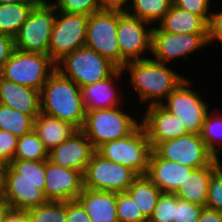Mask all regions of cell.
Masks as SVG:
<instances>
[{
  "instance_id": "cell-14",
  "label": "cell",
  "mask_w": 222,
  "mask_h": 222,
  "mask_svg": "<svg viewBox=\"0 0 222 222\" xmlns=\"http://www.w3.org/2000/svg\"><path fill=\"white\" fill-rule=\"evenodd\" d=\"M208 33L174 34L153 27L151 53L155 61L164 63L179 57L187 60L188 54L205 47Z\"/></svg>"
},
{
  "instance_id": "cell-39",
  "label": "cell",
  "mask_w": 222,
  "mask_h": 222,
  "mask_svg": "<svg viewBox=\"0 0 222 222\" xmlns=\"http://www.w3.org/2000/svg\"><path fill=\"white\" fill-rule=\"evenodd\" d=\"M18 137L0 129V165L8 166L14 158Z\"/></svg>"
},
{
  "instance_id": "cell-8",
  "label": "cell",
  "mask_w": 222,
  "mask_h": 222,
  "mask_svg": "<svg viewBox=\"0 0 222 222\" xmlns=\"http://www.w3.org/2000/svg\"><path fill=\"white\" fill-rule=\"evenodd\" d=\"M137 176L129 167L109 161L95 151L83 174L84 188L115 193L127 192Z\"/></svg>"
},
{
  "instance_id": "cell-34",
  "label": "cell",
  "mask_w": 222,
  "mask_h": 222,
  "mask_svg": "<svg viewBox=\"0 0 222 222\" xmlns=\"http://www.w3.org/2000/svg\"><path fill=\"white\" fill-rule=\"evenodd\" d=\"M116 211L119 222H148L128 192L117 193Z\"/></svg>"
},
{
  "instance_id": "cell-44",
  "label": "cell",
  "mask_w": 222,
  "mask_h": 222,
  "mask_svg": "<svg viewBox=\"0 0 222 222\" xmlns=\"http://www.w3.org/2000/svg\"><path fill=\"white\" fill-rule=\"evenodd\" d=\"M131 0H98L101 11L127 12L129 5L127 2ZM124 7V8H123Z\"/></svg>"
},
{
  "instance_id": "cell-23",
  "label": "cell",
  "mask_w": 222,
  "mask_h": 222,
  "mask_svg": "<svg viewBox=\"0 0 222 222\" xmlns=\"http://www.w3.org/2000/svg\"><path fill=\"white\" fill-rule=\"evenodd\" d=\"M44 186L29 181H4V196L12 209L28 210L47 202Z\"/></svg>"
},
{
  "instance_id": "cell-29",
  "label": "cell",
  "mask_w": 222,
  "mask_h": 222,
  "mask_svg": "<svg viewBox=\"0 0 222 222\" xmlns=\"http://www.w3.org/2000/svg\"><path fill=\"white\" fill-rule=\"evenodd\" d=\"M34 128V119L11 107L0 104V129L22 137Z\"/></svg>"
},
{
  "instance_id": "cell-22",
  "label": "cell",
  "mask_w": 222,
  "mask_h": 222,
  "mask_svg": "<svg viewBox=\"0 0 222 222\" xmlns=\"http://www.w3.org/2000/svg\"><path fill=\"white\" fill-rule=\"evenodd\" d=\"M217 168L214 161L210 166L194 169L174 194L181 200L206 207L209 182Z\"/></svg>"
},
{
  "instance_id": "cell-4",
  "label": "cell",
  "mask_w": 222,
  "mask_h": 222,
  "mask_svg": "<svg viewBox=\"0 0 222 222\" xmlns=\"http://www.w3.org/2000/svg\"><path fill=\"white\" fill-rule=\"evenodd\" d=\"M136 118L123 112L120 106L86 111L81 130L96 149L101 144L125 138L139 126Z\"/></svg>"
},
{
  "instance_id": "cell-13",
  "label": "cell",
  "mask_w": 222,
  "mask_h": 222,
  "mask_svg": "<svg viewBox=\"0 0 222 222\" xmlns=\"http://www.w3.org/2000/svg\"><path fill=\"white\" fill-rule=\"evenodd\" d=\"M189 79L183 80L160 105L183 121L188 133L200 134L208 106L201 96L189 88ZM189 88V89H188ZM168 102V103H167Z\"/></svg>"
},
{
  "instance_id": "cell-21",
  "label": "cell",
  "mask_w": 222,
  "mask_h": 222,
  "mask_svg": "<svg viewBox=\"0 0 222 222\" xmlns=\"http://www.w3.org/2000/svg\"><path fill=\"white\" fill-rule=\"evenodd\" d=\"M124 71L118 68L110 77L81 89L86 111L121 106V96L113 85Z\"/></svg>"
},
{
  "instance_id": "cell-1",
  "label": "cell",
  "mask_w": 222,
  "mask_h": 222,
  "mask_svg": "<svg viewBox=\"0 0 222 222\" xmlns=\"http://www.w3.org/2000/svg\"><path fill=\"white\" fill-rule=\"evenodd\" d=\"M41 113L81 129L86 115L81 88L57 69L40 91Z\"/></svg>"
},
{
  "instance_id": "cell-16",
  "label": "cell",
  "mask_w": 222,
  "mask_h": 222,
  "mask_svg": "<svg viewBox=\"0 0 222 222\" xmlns=\"http://www.w3.org/2000/svg\"><path fill=\"white\" fill-rule=\"evenodd\" d=\"M142 117L143 126L152 149L160 142L188 134L182 120L161 105H151Z\"/></svg>"
},
{
  "instance_id": "cell-19",
  "label": "cell",
  "mask_w": 222,
  "mask_h": 222,
  "mask_svg": "<svg viewBox=\"0 0 222 222\" xmlns=\"http://www.w3.org/2000/svg\"><path fill=\"white\" fill-rule=\"evenodd\" d=\"M0 104L35 119L41 113L40 91L0 77Z\"/></svg>"
},
{
  "instance_id": "cell-46",
  "label": "cell",
  "mask_w": 222,
  "mask_h": 222,
  "mask_svg": "<svg viewBox=\"0 0 222 222\" xmlns=\"http://www.w3.org/2000/svg\"><path fill=\"white\" fill-rule=\"evenodd\" d=\"M4 222H30L27 210L11 209Z\"/></svg>"
},
{
  "instance_id": "cell-25",
  "label": "cell",
  "mask_w": 222,
  "mask_h": 222,
  "mask_svg": "<svg viewBox=\"0 0 222 222\" xmlns=\"http://www.w3.org/2000/svg\"><path fill=\"white\" fill-rule=\"evenodd\" d=\"M159 26L162 31L174 34L208 33V23L201 16L181 9L174 3Z\"/></svg>"
},
{
  "instance_id": "cell-2",
  "label": "cell",
  "mask_w": 222,
  "mask_h": 222,
  "mask_svg": "<svg viewBox=\"0 0 222 222\" xmlns=\"http://www.w3.org/2000/svg\"><path fill=\"white\" fill-rule=\"evenodd\" d=\"M121 69L129 71L130 84L138 92L141 102H150L148 106L163 103L162 99L186 79L151 58L128 62Z\"/></svg>"
},
{
  "instance_id": "cell-26",
  "label": "cell",
  "mask_w": 222,
  "mask_h": 222,
  "mask_svg": "<svg viewBox=\"0 0 222 222\" xmlns=\"http://www.w3.org/2000/svg\"><path fill=\"white\" fill-rule=\"evenodd\" d=\"M127 192L134 199L142 213L149 219L162 191L146 176L138 175Z\"/></svg>"
},
{
  "instance_id": "cell-32",
  "label": "cell",
  "mask_w": 222,
  "mask_h": 222,
  "mask_svg": "<svg viewBox=\"0 0 222 222\" xmlns=\"http://www.w3.org/2000/svg\"><path fill=\"white\" fill-rule=\"evenodd\" d=\"M30 222H67V202L47 201L27 210Z\"/></svg>"
},
{
  "instance_id": "cell-33",
  "label": "cell",
  "mask_w": 222,
  "mask_h": 222,
  "mask_svg": "<svg viewBox=\"0 0 222 222\" xmlns=\"http://www.w3.org/2000/svg\"><path fill=\"white\" fill-rule=\"evenodd\" d=\"M219 114L216 117H213L212 113L209 114L208 111L200 132V136L205 145L215 158H219V154L221 153L217 148V145H222V114Z\"/></svg>"
},
{
  "instance_id": "cell-28",
  "label": "cell",
  "mask_w": 222,
  "mask_h": 222,
  "mask_svg": "<svg viewBox=\"0 0 222 222\" xmlns=\"http://www.w3.org/2000/svg\"><path fill=\"white\" fill-rule=\"evenodd\" d=\"M4 181H29L45 184V161L11 160L5 166Z\"/></svg>"
},
{
  "instance_id": "cell-27",
  "label": "cell",
  "mask_w": 222,
  "mask_h": 222,
  "mask_svg": "<svg viewBox=\"0 0 222 222\" xmlns=\"http://www.w3.org/2000/svg\"><path fill=\"white\" fill-rule=\"evenodd\" d=\"M36 3L0 4V33L14 38Z\"/></svg>"
},
{
  "instance_id": "cell-45",
  "label": "cell",
  "mask_w": 222,
  "mask_h": 222,
  "mask_svg": "<svg viewBox=\"0 0 222 222\" xmlns=\"http://www.w3.org/2000/svg\"><path fill=\"white\" fill-rule=\"evenodd\" d=\"M197 222H222V213L211 208L203 207Z\"/></svg>"
},
{
  "instance_id": "cell-3",
  "label": "cell",
  "mask_w": 222,
  "mask_h": 222,
  "mask_svg": "<svg viewBox=\"0 0 222 222\" xmlns=\"http://www.w3.org/2000/svg\"><path fill=\"white\" fill-rule=\"evenodd\" d=\"M56 69L82 89L110 77L118 67L95 50L82 46L59 60Z\"/></svg>"
},
{
  "instance_id": "cell-17",
  "label": "cell",
  "mask_w": 222,
  "mask_h": 222,
  "mask_svg": "<svg viewBox=\"0 0 222 222\" xmlns=\"http://www.w3.org/2000/svg\"><path fill=\"white\" fill-rule=\"evenodd\" d=\"M96 149L81 130L61 142L48 153V160L64 168L76 169L83 174Z\"/></svg>"
},
{
  "instance_id": "cell-43",
  "label": "cell",
  "mask_w": 222,
  "mask_h": 222,
  "mask_svg": "<svg viewBox=\"0 0 222 222\" xmlns=\"http://www.w3.org/2000/svg\"><path fill=\"white\" fill-rule=\"evenodd\" d=\"M15 49L14 38L0 33V70Z\"/></svg>"
},
{
  "instance_id": "cell-15",
  "label": "cell",
  "mask_w": 222,
  "mask_h": 222,
  "mask_svg": "<svg viewBox=\"0 0 222 222\" xmlns=\"http://www.w3.org/2000/svg\"><path fill=\"white\" fill-rule=\"evenodd\" d=\"M84 188L83 173L71 168L45 161L44 195L47 201H64L77 199Z\"/></svg>"
},
{
  "instance_id": "cell-49",
  "label": "cell",
  "mask_w": 222,
  "mask_h": 222,
  "mask_svg": "<svg viewBox=\"0 0 222 222\" xmlns=\"http://www.w3.org/2000/svg\"><path fill=\"white\" fill-rule=\"evenodd\" d=\"M39 0H0V4H13L21 2H38Z\"/></svg>"
},
{
  "instance_id": "cell-24",
  "label": "cell",
  "mask_w": 222,
  "mask_h": 222,
  "mask_svg": "<svg viewBox=\"0 0 222 222\" xmlns=\"http://www.w3.org/2000/svg\"><path fill=\"white\" fill-rule=\"evenodd\" d=\"M33 130L49 152L61 142L69 139L79 129L69 122L40 113L34 119Z\"/></svg>"
},
{
  "instance_id": "cell-48",
  "label": "cell",
  "mask_w": 222,
  "mask_h": 222,
  "mask_svg": "<svg viewBox=\"0 0 222 222\" xmlns=\"http://www.w3.org/2000/svg\"><path fill=\"white\" fill-rule=\"evenodd\" d=\"M5 166L0 165V196L4 195Z\"/></svg>"
},
{
  "instance_id": "cell-41",
  "label": "cell",
  "mask_w": 222,
  "mask_h": 222,
  "mask_svg": "<svg viewBox=\"0 0 222 222\" xmlns=\"http://www.w3.org/2000/svg\"><path fill=\"white\" fill-rule=\"evenodd\" d=\"M67 222H91L82 204L77 199L67 201Z\"/></svg>"
},
{
  "instance_id": "cell-47",
  "label": "cell",
  "mask_w": 222,
  "mask_h": 222,
  "mask_svg": "<svg viewBox=\"0 0 222 222\" xmlns=\"http://www.w3.org/2000/svg\"><path fill=\"white\" fill-rule=\"evenodd\" d=\"M12 209L11 204L4 195L0 196V222H4L6 215Z\"/></svg>"
},
{
  "instance_id": "cell-10",
  "label": "cell",
  "mask_w": 222,
  "mask_h": 222,
  "mask_svg": "<svg viewBox=\"0 0 222 222\" xmlns=\"http://www.w3.org/2000/svg\"><path fill=\"white\" fill-rule=\"evenodd\" d=\"M147 24L150 25L128 12H117V40L121 53V68L128 62L147 59L143 54H146L147 50L151 52L153 30L152 26L147 29Z\"/></svg>"
},
{
  "instance_id": "cell-5",
  "label": "cell",
  "mask_w": 222,
  "mask_h": 222,
  "mask_svg": "<svg viewBox=\"0 0 222 222\" xmlns=\"http://www.w3.org/2000/svg\"><path fill=\"white\" fill-rule=\"evenodd\" d=\"M55 70L56 63L49 54L23 52L15 48L0 70V77L41 91Z\"/></svg>"
},
{
  "instance_id": "cell-9",
  "label": "cell",
  "mask_w": 222,
  "mask_h": 222,
  "mask_svg": "<svg viewBox=\"0 0 222 222\" xmlns=\"http://www.w3.org/2000/svg\"><path fill=\"white\" fill-rule=\"evenodd\" d=\"M58 13L60 15L56 14L48 49V54L55 63L85 46L89 18L83 14Z\"/></svg>"
},
{
  "instance_id": "cell-30",
  "label": "cell",
  "mask_w": 222,
  "mask_h": 222,
  "mask_svg": "<svg viewBox=\"0 0 222 222\" xmlns=\"http://www.w3.org/2000/svg\"><path fill=\"white\" fill-rule=\"evenodd\" d=\"M131 1L133 3L132 5H129V9L132 7L130 10H133V13H131L129 10L127 12L150 24L160 22L173 5V0Z\"/></svg>"
},
{
  "instance_id": "cell-31",
  "label": "cell",
  "mask_w": 222,
  "mask_h": 222,
  "mask_svg": "<svg viewBox=\"0 0 222 222\" xmlns=\"http://www.w3.org/2000/svg\"><path fill=\"white\" fill-rule=\"evenodd\" d=\"M48 150L34 130L18 138L13 160L46 161Z\"/></svg>"
},
{
  "instance_id": "cell-7",
  "label": "cell",
  "mask_w": 222,
  "mask_h": 222,
  "mask_svg": "<svg viewBox=\"0 0 222 222\" xmlns=\"http://www.w3.org/2000/svg\"><path fill=\"white\" fill-rule=\"evenodd\" d=\"M55 11L51 3L39 0L14 37L15 48L23 52L48 54Z\"/></svg>"
},
{
  "instance_id": "cell-37",
  "label": "cell",
  "mask_w": 222,
  "mask_h": 222,
  "mask_svg": "<svg viewBox=\"0 0 222 222\" xmlns=\"http://www.w3.org/2000/svg\"><path fill=\"white\" fill-rule=\"evenodd\" d=\"M217 169L209 182L206 207L222 213V164L215 158Z\"/></svg>"
},
{
  "instance_id": "cell-35",
  "label": "cell",
  "mask_w": 222,
  "mask_h": 222,
  "mask_svg": "<svg viewBox=\"0 0 222 222\" xmlns=\"http://www.w3.org/2000/svg\"><path fill=\"white\" fill-rule=\"evenodd\" d=\"M179 198L174 193H161L148 222H174L175 205Z\"/></svg>"
},
{
  "instance_id": "cell-42",
  "label": "cell",
  "mask_w": 222,
  "mask_h": 222,
  "mask_svg": "<svg viewBox=\"0 0 222 222\" xmlns=\"http://www.w3.org/2000/svg\"><path fill=\"white\" fill-rule=\"evenodd\" d=\"M216 40L222 43V10L212 13L208 22V43Z\"/></svg>"
},
{
  "instance_id": "cell-11",
  "label": "cell",
  "mask_w": 222,
  "mask_h": 222,
  "mask_svg": "<svg viewBox=\"0 0 222 222\" xmlns=\"http://www.w3.org/2000/svg\"><path fill=\"white\" fill-rule=\"evenodd\" d=\"M153 150L163 159L194 169L210 166L215 161L200 134L188 133L162 141Z\"/></svg>"
},
{
  "instance_id": "cell-36",
  "label": "cell",
  "mask_w": 222,
  "mask_h": 222,
  "mask_svg": "<svg viewBox=\"0 0 222 222\" xmlns=\"http://www.w3.org/2000/svg\"><path fill=\"white\" fill-rule=\"evenodd\" d=\"M51 4L58 12L83 14L90 16L94 12L100 11L98 0H57Z\"/></svg>"
},
{
  "instance_id": "cell-38",
  "label": "cell",
  "mask_w": 222,
  "mask_h": 222,
  "mask_svg": "<svg viewBox=\"0 0 222 222\" xmlns=\"http://www.w3.org/2000/svg\"><path fill=\"white\" fill-rule=\"evenodd\" d=\"M203 207L179 199L175 205L174 222H197Z\"/></svg>"
},
{
  "instance_id": "cell-20",
  "label": "cell",
  "mask_w": 222,
  "mask_h": 222,
  "mask_svg": "<svg viewBox=\"0 0 222 222\" xmlns=\"http://www.w3.org/2000/svg\"><path fill=\"white\" fill-rule=\"evenodd\" d=\"M117 193L83 188L77 200L91 222H119L116 211Z\"/></svg>"
},
{
  "instance_id": "cell-12",
  "label": "cell",
  "mask_w": 222,
  "mask_h": 222,
  "mask_svg": "<svg viewBox=\"0 0 222 222\" xmlns=\"http://www.w3.org/2000/svg\"><path fill=\"white\" fill-rule=\"evenodd\" d=\"M85 46L108 58L121 69V53L117 40V12L100 10L89 16Z\"/></svg>"
},
{
  "instance_id": "cell-40",
  "label": "cell",
  "mask_w": 222,
  "mask_h": 222,
  "mask_svg": "<svg viewBox=\"0 0 222 222\" xmlns=\"http://www.w3.org/2000/svg\"><path fill=\"white\" fill-rule=\"evenodd\" d=\"M210 0H173V3L186 11L201 16L207 23L210 20Z\"/></svg>"
},
{
  "instance_id": "cell-18",
  "label": "cell",
  "mask_w": 222,
  "mask_h": 222,
  "mask_svg": "<svg viewBox=\"0 0 222 222\" xmlns=\"http://www.w3.org/2000/svg\"><path fill=\"white\" fill-rule=\"evenodd\" d=\"M194 168L161 158L152 150L146 176L163 192L175 193Z\"/></svg>"
},
{
  "instance_id": "cell-6",
  "label": "cell",
  "mask_w": 222,
  "mask_h": 222,
  "mask_svg": "<svg viewBox=\"0 0 222 222\" xmlns=\"http://www.w3.org/2000/svg\"><path fill=\"white\" fill-rule=\"evenodd\" d=\"M152 150L142 125L129 136L105 142L96 148L100 156L129 167L137 175H146Z\"/></svg>"
}]
</instances>
